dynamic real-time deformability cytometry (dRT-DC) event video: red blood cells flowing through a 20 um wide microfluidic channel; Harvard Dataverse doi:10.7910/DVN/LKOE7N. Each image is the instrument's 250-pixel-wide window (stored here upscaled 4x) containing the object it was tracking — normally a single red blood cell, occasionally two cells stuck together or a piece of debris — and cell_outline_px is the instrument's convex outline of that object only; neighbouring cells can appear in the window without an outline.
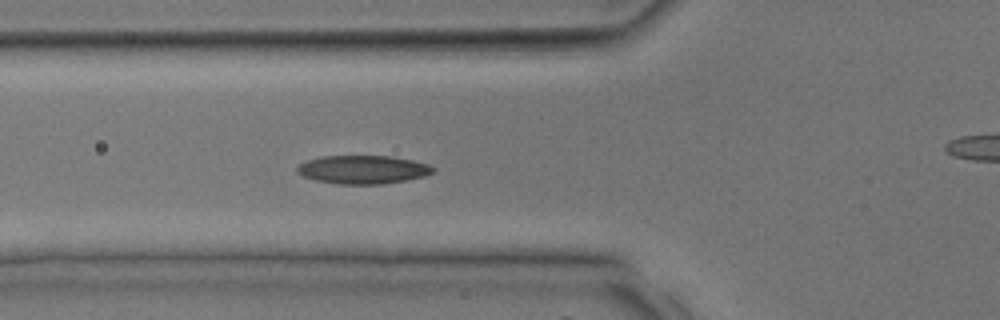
{"species": "common noctule bat (a hibernating species)", "species_latin": "Nyctalus noctula", "temperature_condition": "room temperature", "stored_images_in_passage": 34, "camera_frame_rate_fps": 3000, "um_per_image_px": 0.085, "animal": {"sex": "male", "body_mass_g": 17.9, "forearm_length_mm": 54.2}, "frame": {"image": 1, "passage_image": 12, "time_ms": 3.667, "image_size_px": [1000, 320], "cell_outline_px": [[436, 172], [424, 176], [408, 180], [380, 184], [336, 184], [316, 180], [304, 176], [296, 172], [296, 168], [300, 164], [308, 160], [320, 156], [392, 156], [412, 160], [428, 164], [436, 168]], "centroid_in_image_um": [30.88, 14.41], "position_along_channel_um": 94.9, "area_um2": 22.6}}
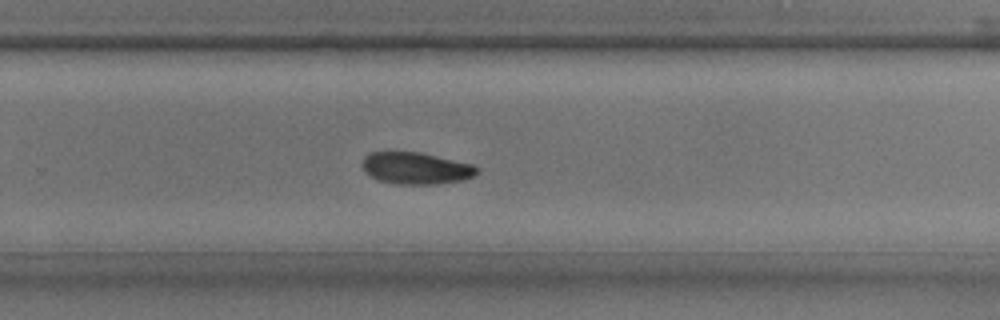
{"frame": {"image": 2, "passage_image": 22, "time_ms": 7.0, "image_size_px": [1000, 320], "cell_outline_px": [[480, 172], [472, 176], [460, 180], [436, 184], [400, 184], [376, 180], [364, 172], [360, 164], [364, 156], [372, 152], [420, 152], [472, 164], [480, 168]], "centroid_in_image_um": [35.31, 14.3], "position_along_channel_um": 294.5, "area_um2": 21.39}}
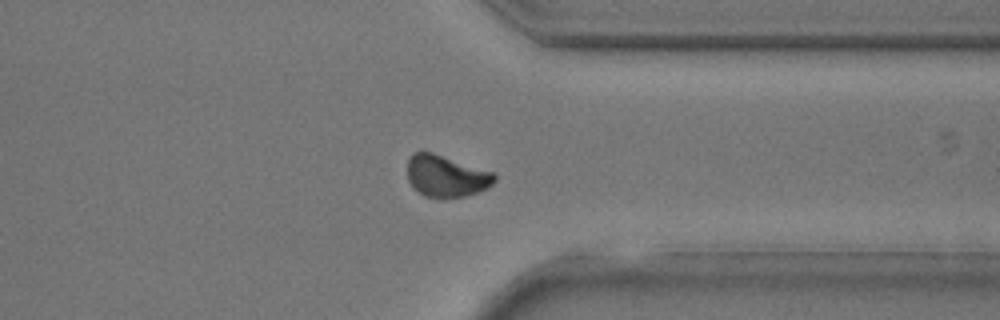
{"frame": {"image": 3, "passage_image": 26, "time_ms": 8.333, "image_size_px": [1000, 320], "cell_outline_px": [[496, 180], [488, 188], [464, 196], [424, 196], [408, 180], [408, 160], [412, 152], [432, 152], [496, 172]], "centroid_in_image_um": [37.97, 14.93], "position_along_channel_um": 373.4, "area_um2": 20.92}}